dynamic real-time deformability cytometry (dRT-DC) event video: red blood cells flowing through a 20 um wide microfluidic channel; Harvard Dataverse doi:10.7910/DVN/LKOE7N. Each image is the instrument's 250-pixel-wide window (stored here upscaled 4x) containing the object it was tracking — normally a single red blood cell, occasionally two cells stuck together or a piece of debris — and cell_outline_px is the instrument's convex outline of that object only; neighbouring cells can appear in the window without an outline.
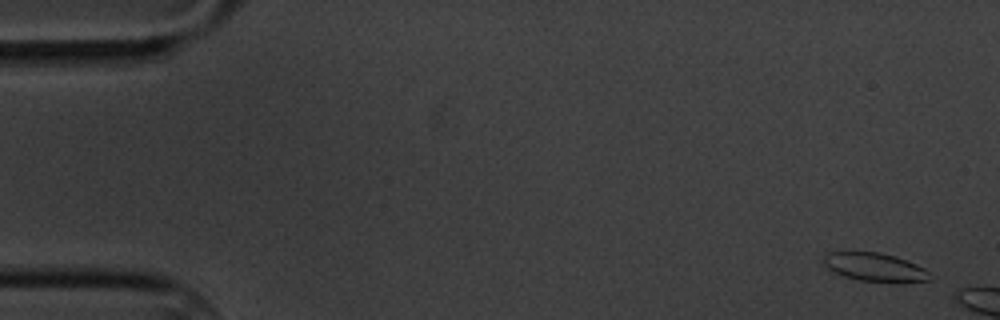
{"species": "common noctule bat (a hibernating species)", "species_latin": "Nyctalus noctula", "temperature_condition": "cold", "stored_images_in_passage": 3, "camera_frame_rate_fps": 3000, "um_per_image_px": 0.085, "animal": {"sex": "male", "body_mass_g": 20.1, "forearm_length_mm": 53.5}, "frame": {"image": 1, "passage_image": 1, "time_ms": 0.0, "image_size_px": [1000, 320], "cell_outline_px": [[928, 280], [900, 284], [892, 284], [860, 280], [844, 276], [828, 268], [824, 264], [824, 252], [880, 252], [896, 256], [916, 264], [924, 268], [928, 272]], "centroid_in_image_um": [74.38, 22.73], "position_along_channel_um": 10.6, "area_um2": 17.86}}